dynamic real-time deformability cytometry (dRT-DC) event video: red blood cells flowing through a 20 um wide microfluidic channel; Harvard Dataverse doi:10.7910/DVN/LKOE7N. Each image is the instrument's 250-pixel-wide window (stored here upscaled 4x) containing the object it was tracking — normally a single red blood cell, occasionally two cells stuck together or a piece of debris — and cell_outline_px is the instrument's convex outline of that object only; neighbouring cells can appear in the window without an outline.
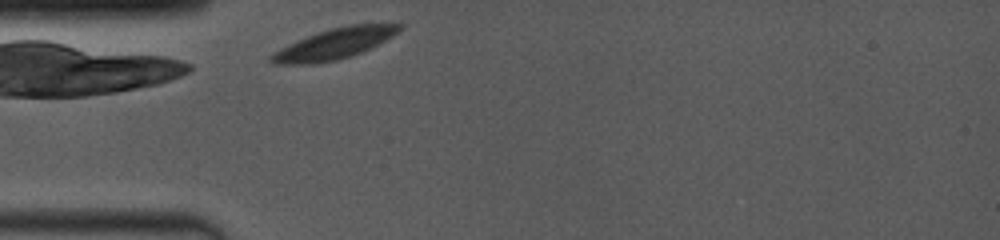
{"species": "common noctule bat (a hibernating species)", "species_latin": "Nyctalus noctula", "temperature_condition": "room temperature", "stored_images_in_passage": 4, "segment_of_instrument_passage": [1, 2], "camera_frame_rate_fps": 4000, "um_per_image_px": 0.085, "animal": {"sex": "female", "body_mass_g": 19.0, "forearm_length_mm": 53.3}, "frame": {"image": 1, "passage_image": 1, "time_ms": 0.0, "image_size_px": [1000, 240], "cell_outline_px": [[404, 24], [392, 36], [372, 48], [352, 56], [336, 60], [312, 64], [276, 64], [268, 60], [268, 56], [280, 48], [308, 36], [332, 28], [348, 24]], "centroid_in_image_um": [28.4, 3.74], "position_along_channel_um": 56.6, "area_um2": 22.6}}
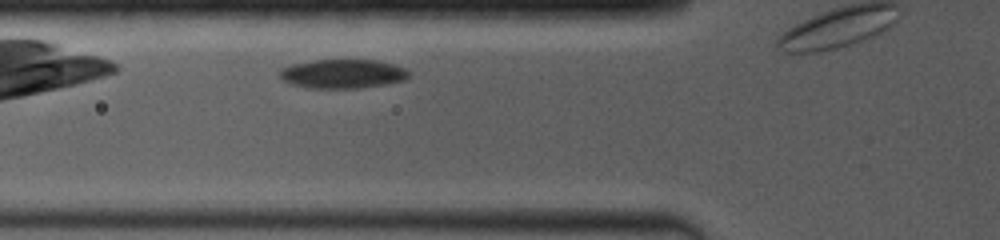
{"frame": {"image": 2, "passage_image": 3, "time_ms": 1.25, "image_size_px": [1000, 240], "cell_outline_px": [[408, 76], [404, 80], [384, 84], [360, 88], [308, 88], [292, 84], [284, 80], [280, 76], [280, 68], [292, 64], [316, 60], [376, 60], [392, 64], [404, 68], [408, 72]], "centroid_in_image_um": [29.1, 6.27], "position_along_channel_um": 96.7, "area_um2": 21.62}}